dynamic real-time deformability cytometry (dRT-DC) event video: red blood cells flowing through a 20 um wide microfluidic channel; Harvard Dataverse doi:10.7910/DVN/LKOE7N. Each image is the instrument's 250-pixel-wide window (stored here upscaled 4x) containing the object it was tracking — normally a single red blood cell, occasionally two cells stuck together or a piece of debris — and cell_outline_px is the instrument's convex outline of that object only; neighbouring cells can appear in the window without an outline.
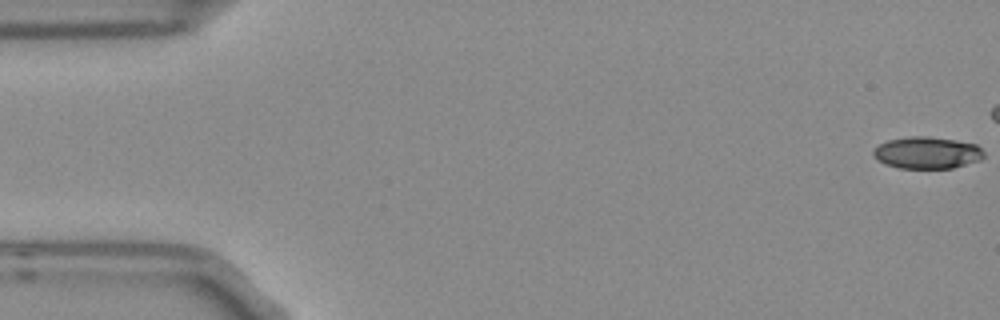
{"species": "Egyptian fruit bat (a non-hibernating species)", "species_latin": "Rousettus aegyptiacus", "temperature_condition": "room temperature", "stored_images_in_passage": 6, "camera_frame_rate_fps": 3000, "um_per_image_px": 0.085, "frame": {"image": 1, "passage_image": 1, "time_ms": 0.0, "image_size_px": [1000, 320], "cell_outline_px": [[984, 156], [980, 160], [952, 168], [900, 168], [884, 164], [872, 156], [872, 152], [880, 144], [888, 140], [908, 136], [928, 136], [956, 140], [976, 144], [984, 152]], "centroid_in_image_um": [78.79, 12.98], "position_along_channel_um": 6.2, "area_um2": 20.58}}
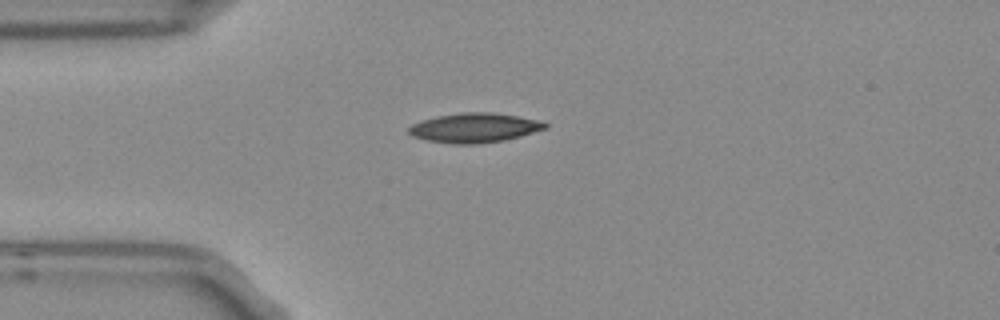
{"frame": {"image": 2, "passage_image": 6, "time_ms": 1.667, "image_size_px": [1000, 320], "cell_outline_px": [[548, 128], [520, 136], [504, 140], [476, 144], [452, 144], [424, 140], [412, 136], [408, 132], [408, 128], [412, 124], [420, 120], [436, 116], [464, 112], [492, 112], [544, 120], [548, 124]], "centroid_in_image_um": [40.34, 10.86], "position_along_channel_um": 44.7, "area_um2": 23.76}}